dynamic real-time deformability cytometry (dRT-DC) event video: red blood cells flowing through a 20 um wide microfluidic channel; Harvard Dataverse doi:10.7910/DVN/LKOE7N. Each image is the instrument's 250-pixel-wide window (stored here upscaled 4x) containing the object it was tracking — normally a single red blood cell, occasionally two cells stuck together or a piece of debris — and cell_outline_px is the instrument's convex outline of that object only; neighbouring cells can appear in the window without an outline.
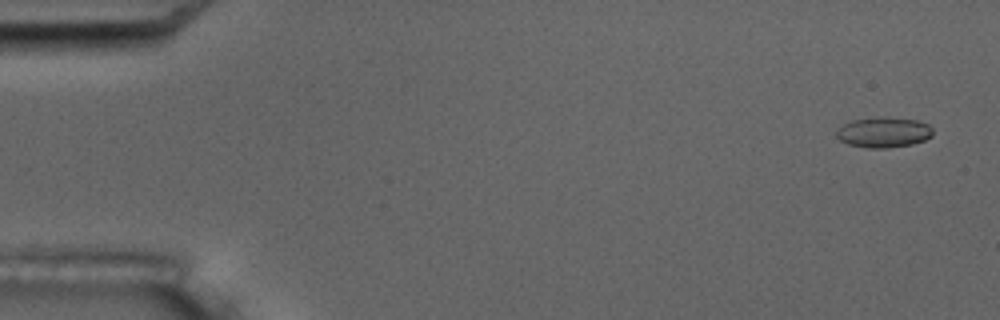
{"species": "common noctule bat (a hibernating species)", "species_latin": "Nyctalus noctula", "temperature_condition": "room temperature", "stored_images_in_passage": 6, "camera_frame_rate_fps": 3000, "um_per_image_px": 0.085, "animal": {"sex": "male", "body_mass_g": 17.5, "forearm_length_mm": 52.3}, "frame": {"image": 1, "passage_image": 1, "time_ms": 0.0, "image_size_px": [1000, 320], "cell_outline_px": [[932, 136], [924, 140], [912, 144], [888, 148], [868, 148], [848, 144], [840, 140], [836, 136], [836, 132], [844, 124], [852, 120], [884, 116], [916, 120], [928, 124], [932, 128]], "centroid_in_image_um": [75.12, 11.24], "position_along_channel_um": 9.9, "area_um2": 17.05}}
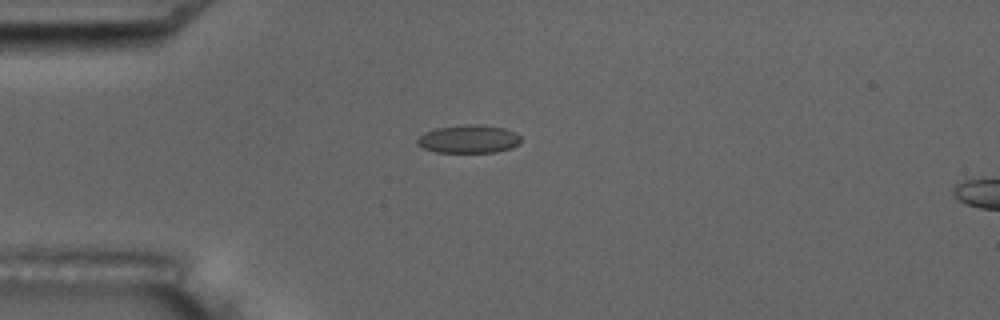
{"frame": {"image": 2, "passage_image": 4, "time_ms": 4.333, "image_size_px": [1000, 320], "cell_outline_px": [[520, 144], [512, 148], [496, 152], [436, 152], [424, 148], [416, 144], [416, 140], [424, 132], [436, 128], [468, 124], [476, 124], [504, 128], [516, 132], [520, 136]], "centroid_in_image_um": [39.85, 11.82], "position_along_channel_um": 45.1, "area_um2": 17.05}}